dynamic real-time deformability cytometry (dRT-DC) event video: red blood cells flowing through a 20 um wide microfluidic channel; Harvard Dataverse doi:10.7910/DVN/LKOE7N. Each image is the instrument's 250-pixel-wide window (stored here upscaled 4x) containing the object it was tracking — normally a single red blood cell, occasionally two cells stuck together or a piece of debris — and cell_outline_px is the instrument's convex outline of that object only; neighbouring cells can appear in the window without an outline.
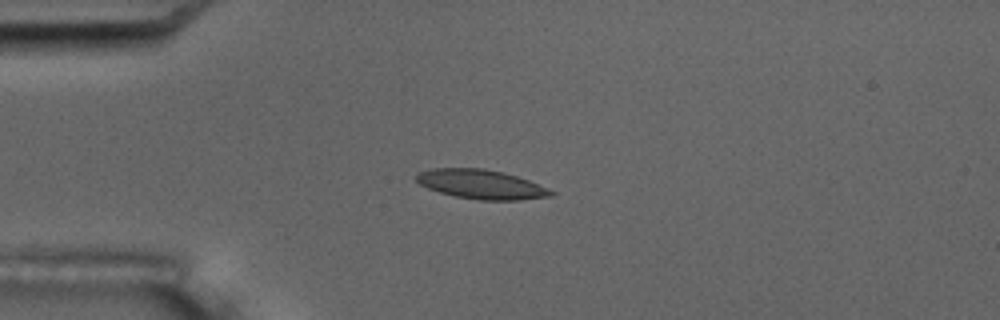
{"species": "common noctule bat (a hibernating species)", "species_latin": "Nyctalus noctula", "temperature_condition": "room temperature", "stored_images_in_passage": 5, "camera_frame_rate_fps": 3000, "um_per_image_px": 0.085, "animal": {"sex": "male", "body_mass_g": 17.5, "forearm_length_mm": 52.3}, "frame": {"image": 1, "passage_image": 4, "time_ms": 4.333, "image_size_px": [1000, 320], "cell_outline_px": [[556, 192], [552, 196], [520, 200], [480, 200], [456, 196], [440, 192], [428, 188], [420, 184], [416, 180], [416, 176], [420, 172], [432, 168], [484, 168], [504, 172], [528, 180], [548, 188]], "centroid_in_image_um": [40.93, 15.66], "position_along_channel_um": 44.1, "area_um2": 22.89}}